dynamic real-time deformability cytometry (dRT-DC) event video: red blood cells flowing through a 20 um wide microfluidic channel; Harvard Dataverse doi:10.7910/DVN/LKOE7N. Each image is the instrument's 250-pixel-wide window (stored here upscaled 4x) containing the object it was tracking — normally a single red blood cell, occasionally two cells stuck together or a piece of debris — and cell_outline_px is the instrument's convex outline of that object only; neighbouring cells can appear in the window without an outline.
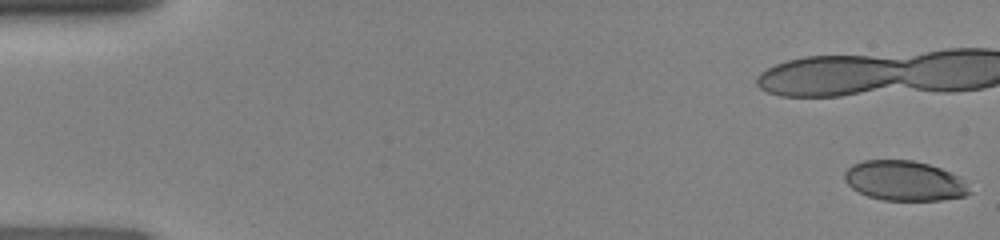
{"species": "human", "species_latin": "Homo sapiens", "temperature_condition": "room temperature", "stored_images_in_passage": 38, "camera_frame_rate_fps": 3000, "um_per_image_px": 0.085, "donor": {"sex": "female"}, "frame": {"image": 1, "passage_image": 1, "time_ms": 0.0, "image_size_px": [1000, 240], "cell_outline_px": [[972, 192], [964, 196], [940, 200], [884, 200], [868, 196], [852, 188], [844, 180], [844, 172], [852, 164], [864, 160], [912, 160], [928, 164], [940, 168], [960, 176]], "centroid_in_image_um": [76.87, 15.36], "position_along_channel_um": 8.1, "area_um2": 29.02}}